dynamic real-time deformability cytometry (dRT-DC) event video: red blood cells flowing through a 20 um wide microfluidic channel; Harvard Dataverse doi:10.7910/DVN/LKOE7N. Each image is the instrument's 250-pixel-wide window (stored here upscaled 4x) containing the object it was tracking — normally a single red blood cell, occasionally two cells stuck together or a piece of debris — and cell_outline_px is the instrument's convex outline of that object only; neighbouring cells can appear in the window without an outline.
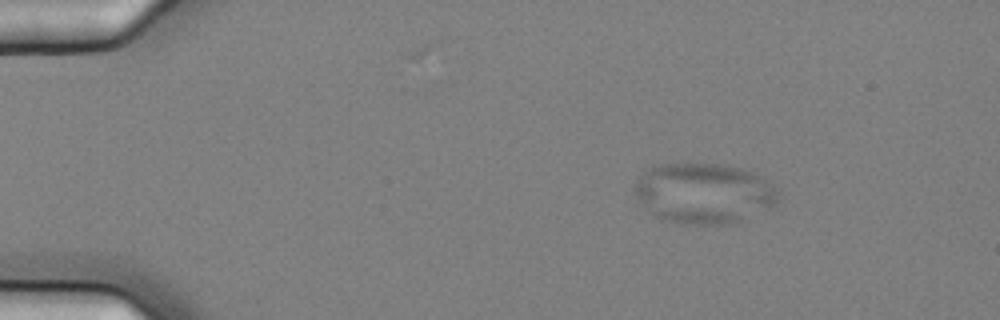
{"species": "common noctule bat (a hibernating species)", "species_latin": "Nyctalus noctula", "temperature_condition": "cold", "stored_images_in_passage": 10, "camera_frame_rate_fps": 3000, "um_per_image_px": 0.085, "animal": {"sex": "female", "body_mass_g": 25.1}, "frame": {"image": 1, "passage_image": 1, "time_ms": 0.0, "image_size_px": [1000, 320], "cell_outline_px": [[780, 192], [776, 204], [736, 224], [680, 224], [660, 220], [636, 200], [632, 192], [636, 180], [644, 172], [660, 164], [728, 164], [744, 168], [760, 176]], "centroid_in_image_um": [59.81, 16.45], "position_along_channel_um": 25.2, "area_um2": 51.15}}
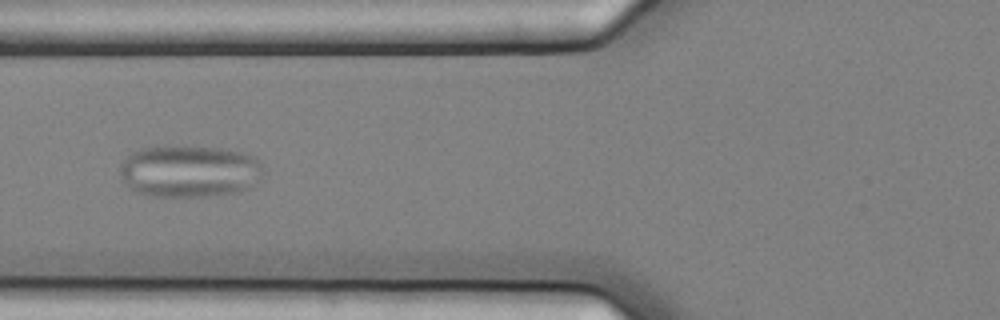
{"frame": {"image": 2, "passage_image": 5, "time_ms": 1.333, "image_size_px": [1000, 320], "cell_outline_px": [[264, 176], [248, 188], [236, 192], [208, 196], [148, 196], [136, 192], [128, 188], [120, 172], [120, 164], [132, 152], [144, 148], [228, 148], [244, 152], [256, 156], [260, 160]], "centroid_in_image_um": [16.15, 14.57], "position_along_channel_um": 109.6, "area_um2": 43.29}}